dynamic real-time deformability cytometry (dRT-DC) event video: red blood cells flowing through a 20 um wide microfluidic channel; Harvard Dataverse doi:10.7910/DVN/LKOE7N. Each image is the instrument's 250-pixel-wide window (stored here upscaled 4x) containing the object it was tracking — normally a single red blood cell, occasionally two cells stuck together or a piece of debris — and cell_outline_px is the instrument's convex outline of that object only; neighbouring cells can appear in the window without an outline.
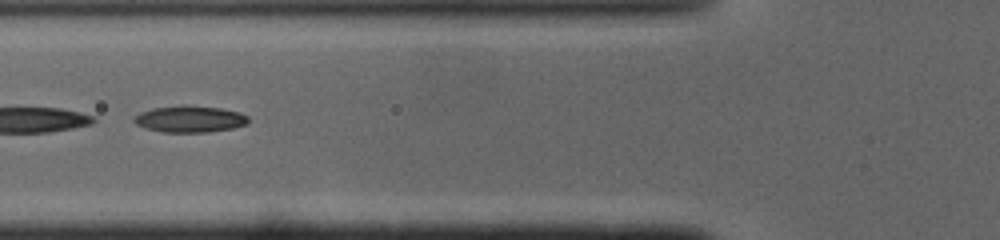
{"species": "common noctule bat (a hibernating species)", "species_latin": "Nyctalus noctula", "temperature_condition": "cold", "stored_images_in_passage": 32, "camera_frame_rate_fps": 3000, "um_per_image_px": 0.085, "animal": {"sex": "male", "body_mass_g": 19.0, "forearm_length_mm": 50.8}, "frame": {"image": 1, "passage_image": 5, "time_ms": 1.333, "image_size_px": [1000, 240], "cell_outline_px": [[248, 124], [232, 128], [208, 132], [164, 132], [144, 128], [136, 124], [132, 120], [140, 112], [152, 108], [184, 104], [188, 104], [220, 108], [240, 112], [248, 116]], "centroid_in_image_um": [16.13, 10.1], "position_along_channel_um": 109.7, "area_um2": 17.92}}
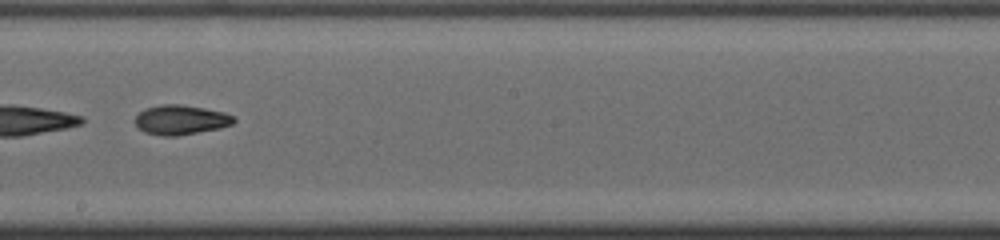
{"frame": {"image": 2, "passage_image": 14, "time_ms": 4.333, "image_size_px": [1000, 240], "cell_outline_px": [[236, 120], [232, 124], [220, 128], [176, 136], [164, 136], [144, 132], [136, 124], [136, 116], [144, 108], [160, 104], [180, 104], [204, 108], [224, 112], [232, 116]], "centroid_in_image_um": [15.36, 10.18], "position_along_channel_um": 232.8, "area_um2": 16.94}}
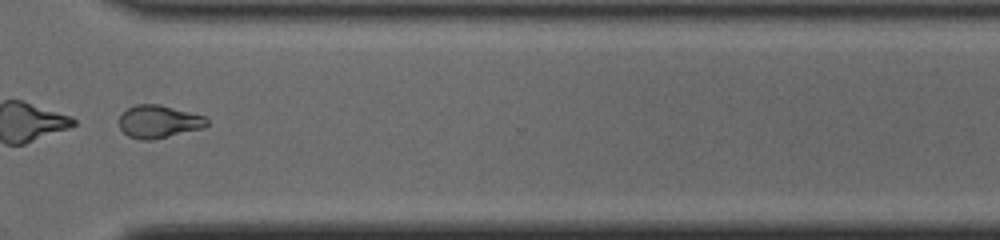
{"frame": {"image": 3, "passage_image": 23, "time_ms": 7.333, "image_size_px": [1000, 240], "cell_outline_px": [[208, 124], [204, 128], [152, 140], [140, 140], [128, 136], [120, 128], [120, 116], [128, 108], [136, 104], [160, 104], [204, 116], [208, 120]], "centroid_in_image_um": [13.5, 10.34], "position_along_channel_um": 357.1, "area_um2": 16.7}, "authors_computed_cell_mechanics": {"area_um2": 17.3111, "velocity_mm_per_s": 4.1127, "shape_relaxation_time_tau1_ms": 4.6311, "shape_relaxation_time_tau2_ms": 5.1986, "deformation_change_tau1": 0.1667, "deformation_change_tau2": 0.0934}}